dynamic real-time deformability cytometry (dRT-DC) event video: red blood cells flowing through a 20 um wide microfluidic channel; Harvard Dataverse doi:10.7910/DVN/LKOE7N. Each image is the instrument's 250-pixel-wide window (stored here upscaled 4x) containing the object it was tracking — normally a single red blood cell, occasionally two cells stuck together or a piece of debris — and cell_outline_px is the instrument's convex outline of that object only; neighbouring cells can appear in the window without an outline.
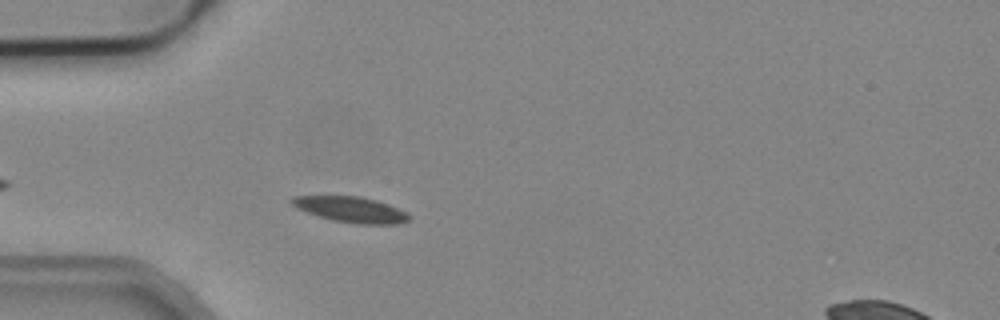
{"species": "common noctule bat (a hibernating species)", "species_latin": "Nyctalus noctula", "temperature_condition": "cold", "stored_images_in_passage": 2, "camera_frame_rate_fps": 3000, "um_per_image_px": 0.085, "animal": {"sex": "male", "body_mass_g": 19.2, "forearm_length_mm": 51.8}, "frame": {"image": 1, "passage_image": 2, "time_ms": 0.333, "image_size_px": [1000, 320], "cell_outline_px": [[412, 216], [408, 220], [396, 224], [360, 224], [332, 220], [296, 208], [288, 200], [292, 196], [360, 196], [376, 200], [388, 204]], "centroid_in_image_um": [29.8, 17.8], "position_along_channel_um": 55.2, "area_um2": 17.34}}